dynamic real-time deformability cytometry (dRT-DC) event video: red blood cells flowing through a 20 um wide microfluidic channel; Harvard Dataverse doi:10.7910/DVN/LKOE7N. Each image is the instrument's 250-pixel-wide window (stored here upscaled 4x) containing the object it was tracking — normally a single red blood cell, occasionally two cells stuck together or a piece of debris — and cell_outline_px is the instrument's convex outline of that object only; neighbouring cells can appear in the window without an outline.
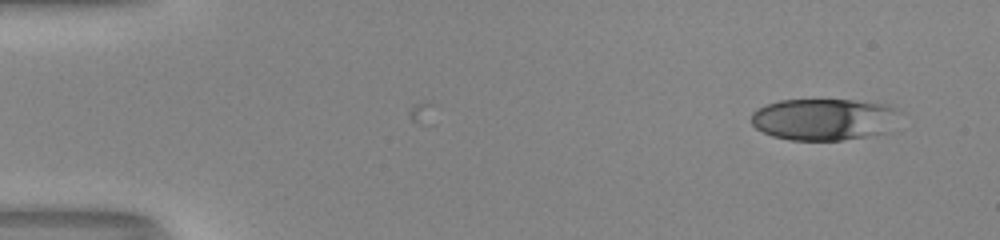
{"species": "human", "species_latin": "Homo sapiens", "temperature_condition": "room temperature", "stored_images_in_passage": 13, "camera_frame_rate_fps": 3000, "um_per_image_px": 0.085, "donor": {"sex": "male"}, "frame": {"image": 1, "passage_image": 13, "time_ms": 4.0, "image_size_px": [1000, 240], "cell_outline_px": [[904, 112], [888, 132], [844, 140], [788, 140], [772, 136], [756, 128], [752, 124], [752, 112], [756, 108], [780, 100], [852, 100], [888, 104]], "centroid_in_image_um": [70.09, 10.14], "position_along_channel_um": 14.9, "area_um2": 36.59}}